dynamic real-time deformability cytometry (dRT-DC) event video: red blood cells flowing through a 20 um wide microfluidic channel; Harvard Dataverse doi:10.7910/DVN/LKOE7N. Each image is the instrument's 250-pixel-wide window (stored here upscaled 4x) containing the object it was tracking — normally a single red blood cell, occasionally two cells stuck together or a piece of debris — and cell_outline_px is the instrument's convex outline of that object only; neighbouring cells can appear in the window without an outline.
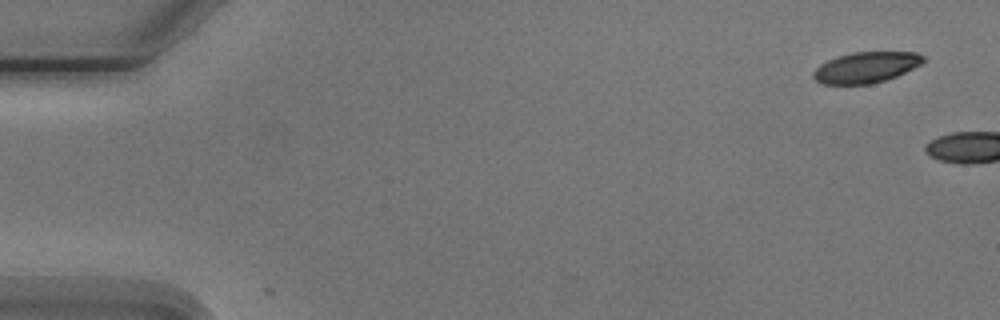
{"species": "Egyptian fruit bat (a non-hibernating species)", "species_latin": "Rousettus aegyptiacus", "temperature_condition": "cold", "stored_images_in_passage": 2, "camera_frame_rate_fps": 3000, "um_per_image_px": 0.085, "animal": {"sex": "male"}, "frame": {"image": 1, "passage_image": 1, "time_ms": 0.0, "image_size_px": [1000, 320], "cell_outline_px": [[924, 60], [920, 64], [896, 76], [872, 84], [820, 84], [812, 76], [812, 72], [820, 64], [828, 60], [852, 52], [916, 52], [924, 56]], "centroid_in_image_um": [73.58, 5.73], "position_along_channel_um": 11.4, "area_um2": 19.59}}